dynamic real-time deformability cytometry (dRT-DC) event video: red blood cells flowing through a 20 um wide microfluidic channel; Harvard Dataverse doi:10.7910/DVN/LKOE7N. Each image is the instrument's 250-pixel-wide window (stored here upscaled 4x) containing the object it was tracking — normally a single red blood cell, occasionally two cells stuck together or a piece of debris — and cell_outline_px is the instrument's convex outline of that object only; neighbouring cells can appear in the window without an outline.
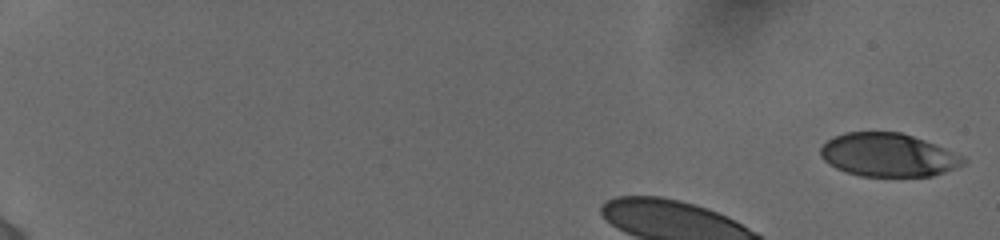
{"species": "human", "species_latin": "Homo sapiens", "temperature_condition": "cold", "stored_images_in_passage": 16, "segment_of_instrument_passage": [1, 2], "camera_frame_rate_fps": 3000, "um_per_image_px": 0.085, "donor": {"sex": "female"}, "frame": {"image": 1, "passage_image": 1, "time_ms": 0.0, "image_size_px": [1000, 240], "cell_outline_px": [[964, 164], [944, 172], [932, 176], [860, 176], [836, 168], [828, 164], [820, 156], [820, 148], [828, 140], [844, 132], [900, 132], [936, 144], [960, 156], [964, 160]], "centroid_in_image_um": [75.44, 13.17], "position_along_channel_um": 9.6, "area_um2": 35.66}}
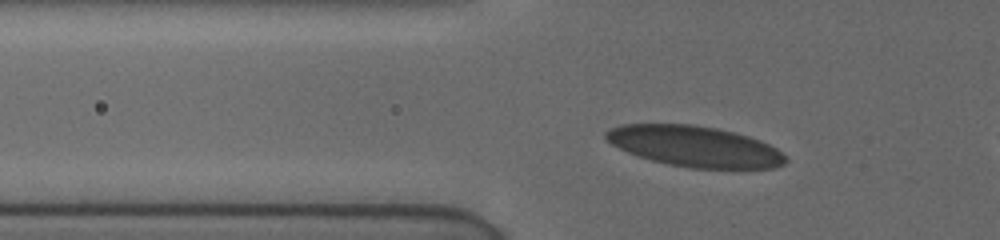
{"frame": {"image": 2, "passage_image": 12, "time_ms": 4.0, "image_size_px": [1000, 240], "cell_outline_px": [[788, 160], [784, 164], [776, 168], [692, 168], [668, 164], [652, 160], [628, 152], [604, 140], [604, 132], [620, 124], [692, 124], [716, 128], [748, 136], [760, 140], [776, 148]], "centroid_in_image_um": [59.03, 12.43], "position_along_channel_um": 66.8, "area_um2": 42.48}}